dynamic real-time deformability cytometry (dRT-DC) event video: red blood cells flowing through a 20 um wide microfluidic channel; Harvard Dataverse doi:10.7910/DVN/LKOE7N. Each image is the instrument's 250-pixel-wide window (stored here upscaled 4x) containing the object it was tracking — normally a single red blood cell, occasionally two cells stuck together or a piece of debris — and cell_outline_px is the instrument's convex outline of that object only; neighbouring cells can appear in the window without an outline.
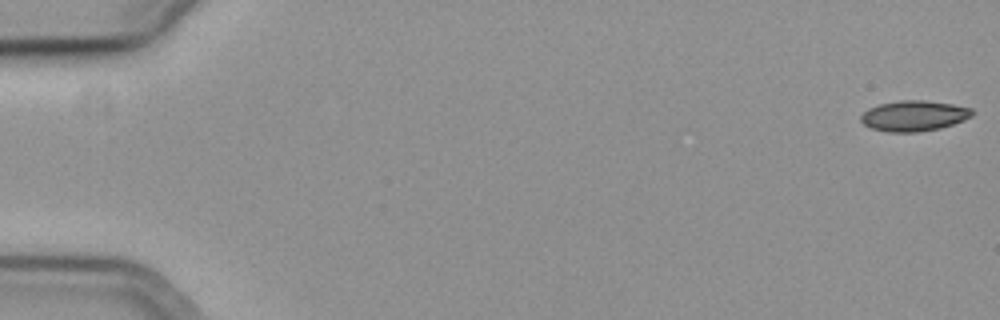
{"species": "common noctule bat (a hibernating species)", "species_latin": "Nyctalus noctula", "temperature_condition": "cold", "stored_images_in_passage": 10, "camera_frame_rate_fps": 3000, "um_per_image_px": 0.085, "animal": {"sex": "female", "body_mass_g": 19.3, "forearm_length_mm": 54.1}, "frame": {"image": 1, "passage_image": 1, "time_ms": 0.0, "image_size_px": [1000, 320], "cell_outline_px": [[972, 116], [964, 120], [940, 128], [916, 132], [888, 132], [872, 128], [864, 124], [860, 120], [860, 116], [868, 108], [880, 104], [900, 100], [924, 100], [952, 104], [972, 108]], "centroid_in_image_um": [77.67, 9.84], "position_along_channel_um": 7.3, "area_um2": 19.71}}